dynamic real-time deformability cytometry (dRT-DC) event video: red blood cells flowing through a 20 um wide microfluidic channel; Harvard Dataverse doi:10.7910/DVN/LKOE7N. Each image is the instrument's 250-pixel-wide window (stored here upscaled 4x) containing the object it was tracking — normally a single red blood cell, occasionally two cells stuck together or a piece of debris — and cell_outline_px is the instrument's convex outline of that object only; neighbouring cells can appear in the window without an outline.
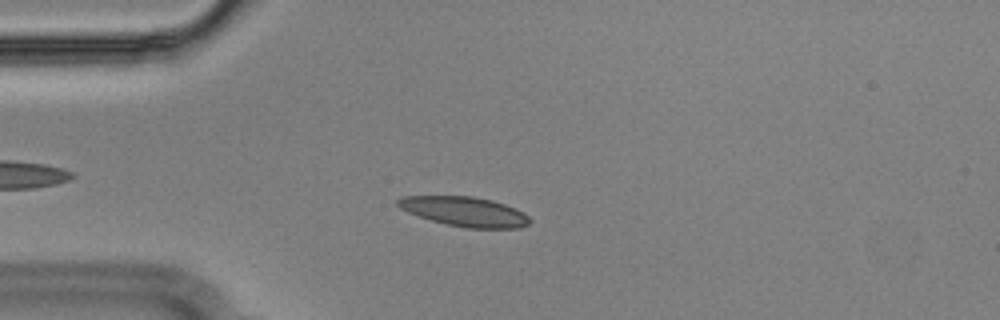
{"species": "Egyptian fruit bat (a non-hibernating species)", "species_latin": "Rousettus aegyptiacus", "temperature_condition": "cold", "stored_images_in_passage": 43, "camera_frame_rate_fps": 3000, "um_per_image_px": 0.085, "animal": {"sex": "male"}, "frame": {"image": 1, "passage_image": 4, "time_ms": 1.0, "image_size_px": [1000, 320], "cell_outline_px": [[532, 220], [528, 224], [520, 228], [468, 228], [448, 224], [432, 220], [408, 212], [400, 208], [396, 204], [396, 200], [400, 196], [472, 196], [492, 200], [516, 208], [524, 212]], "centroid_in_image_um": [39.51, 17.97], "position_along_channel_um": 45.5, "area_um2": 22.72}}
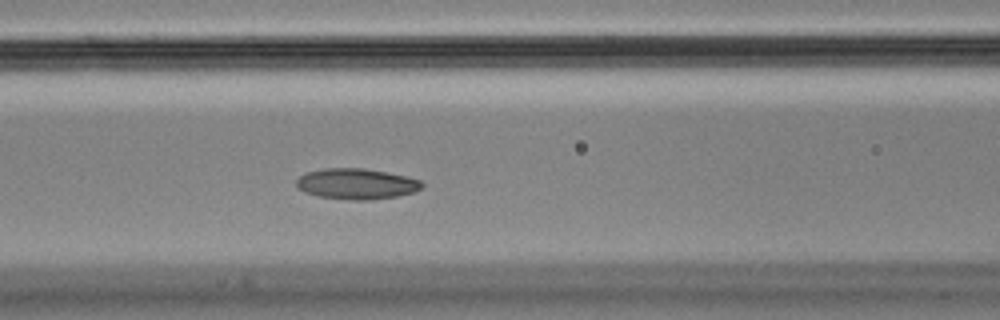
{"frame": {"image": 2, "passage_image": 13, "time_ms": 4.0, "image_size_px": [1000, 320], "cell_outline_px": [[424, 188], [412, 192], [396, 196], [372, 200], [352, 200], [320, 196], [304, 192], [296, 184], [296, 180], [300, 176], [308, 172], [324, 168], [364, 168], [388, 172], [408, 176], [420, 180], [424, 184]], "centroid_in_image_um": [30.35, 15.62], "position_along_channel_um": 136.3, "area_um2": 22.48}}
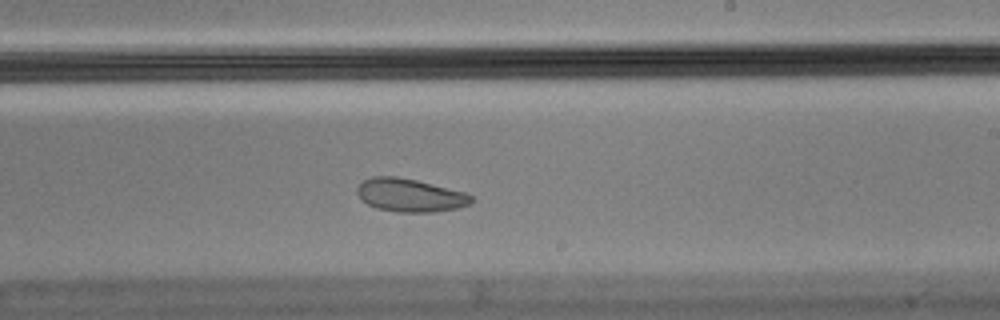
{"frame": {"image": 3, "passage_image": 23, "time_ms": 7.333, "image_size_px": [1000, 320], "cell_outline_px": [[476, 200], [472, 204], [456, 208], [432, 212], [396, 212], [376, 208], [368, 204], [356, 192], [356, 188], [364, 180], [372, 176], [396, 176], [416, 180], [468, 192]], "centroid_in_image_um": [34.91, 16.59], "position_along_channel_um": 254.1, "area_um2": 22.25}, "authors_computed_cell_mechanics": {"area_um2": 22.8888, "velocity_mm_per_s": 3.5433, "shape_relaxation_time_tau1_ms": null, "shape_relaxation_time_tau2_ms": 2.8031, "deformation_change_tau1": null, "deformation_change_tau2": 0.0729}}